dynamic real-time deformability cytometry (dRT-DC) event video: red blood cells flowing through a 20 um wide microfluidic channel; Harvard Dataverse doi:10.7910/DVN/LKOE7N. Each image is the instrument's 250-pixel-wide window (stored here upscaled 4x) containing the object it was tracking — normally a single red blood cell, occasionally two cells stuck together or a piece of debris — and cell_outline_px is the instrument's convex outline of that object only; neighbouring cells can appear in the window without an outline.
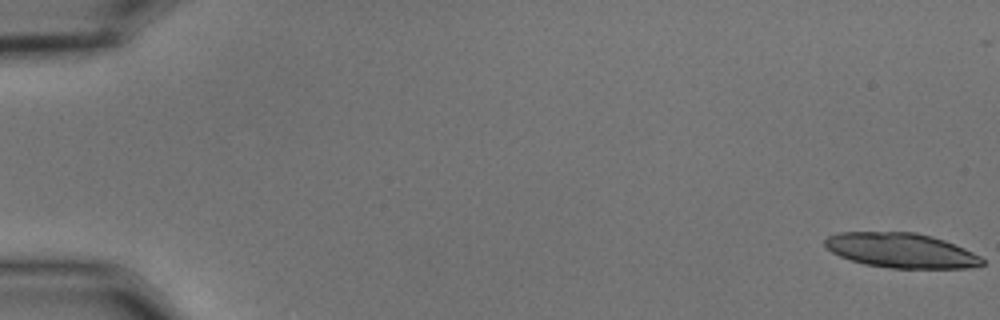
{"species": "common noctule bat (a hibernating species)", "species_latin": "Nyctalus noctula", "temperature_condition": "cold", "stored_images_in_passage": 56, "camera_frame_rate_fps": 3000, "um_per_image_px": 0.085, "animal": {"sex": "male", "body_mass_g": 15.6}, "frame": {"image": 1, "passage_image": 1, "time_ms": 0.0, "image_size_px": [1000, 320], "cell_outline_px": [[984, 264], [968, 268], [888, 268], [864, 264], [840, 256], [832, 252], [824, 244], [824, 240], [828, 236], [836, 232], [916, 232], [932, 236], [944, 240], [964, 248], [980, 256], [984, 260]], "centroid_in_image_um": [76.59, 21.28], "position_along_channel_um": 8.4, "area_um2": 31.85}, "authors_computed_cell_mechanics": {"area_um2": 19.2474, "velocity_mm_per_s": 3.6554, "shape_relaxation_time_tau1_ms": 4.7705, "shape_relaxation_time_tau2_ms": 9.3608, "deformation_change_tau1": 0.1178, "deformation_change_tau2": 0.1768}}